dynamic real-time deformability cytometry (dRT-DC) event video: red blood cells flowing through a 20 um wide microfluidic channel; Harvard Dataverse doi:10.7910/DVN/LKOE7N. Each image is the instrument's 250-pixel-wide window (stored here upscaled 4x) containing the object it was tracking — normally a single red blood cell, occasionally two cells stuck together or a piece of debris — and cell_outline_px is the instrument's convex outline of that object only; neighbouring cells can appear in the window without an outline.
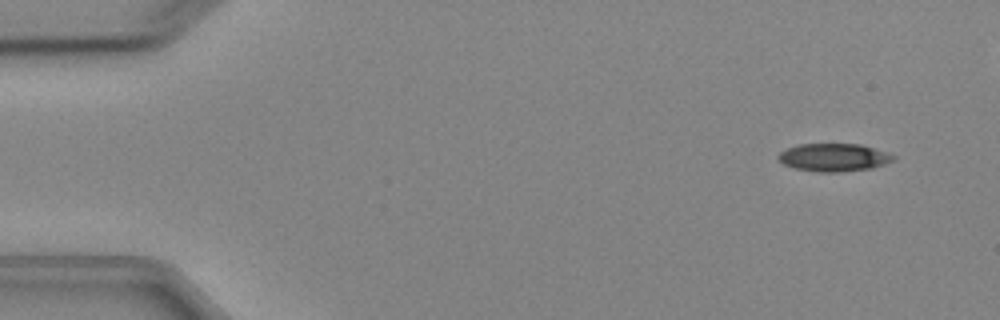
{"species": "Egyptian fruit bat (a non-hibernating species)", "species_latin": "Rousettus aegyptiacus", "temperature_condition": "cold", "stored_images_in_passage": 5, "camera_frame_rate_fps": 3000, "um_per_image_px": 0.085, "animal": {"sex": "female"}, "frame": {"image": 1, "passage_image": 1, "time_ms": 0.0, "image_size_px": [1000, 320], "cell_outline_px": [[896, 160], [872, 168], [836, 172], [820, 172], [796, 168], [784, 164], [776, 156], [780, 152], [796, 144], [860, 144], [888, 152], [896, 156]], "centroid_in_image_um": [70.9, 13.37], "position_along_channel_um": 14.1, "area_um2": 18.67}}